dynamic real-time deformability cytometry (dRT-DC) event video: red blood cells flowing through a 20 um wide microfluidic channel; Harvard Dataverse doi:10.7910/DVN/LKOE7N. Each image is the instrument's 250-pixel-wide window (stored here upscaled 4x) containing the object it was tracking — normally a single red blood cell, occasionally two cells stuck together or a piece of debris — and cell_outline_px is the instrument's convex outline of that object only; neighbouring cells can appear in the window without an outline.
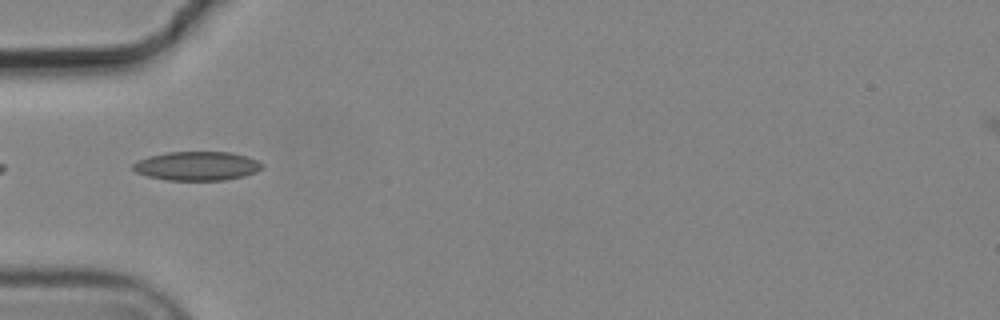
{"species": "common noctule bat (a hibernating species)", "species_latin": "Nyctalus noctula", "temperature_condition": "cold", "stored_images_in_passage": 9, "camera_frame_rate_fps": 3000, "um_per_image_px": 0.085, "animal": {"sex": "male", "body_mass_g": 19.2, "forearm_length_mm": 51.8}, "frame": {"image": 1, "passage_image": 5, "time_ms": 1.333, "image_size_px": [1000, 320], "cell_outline_px": [[264, 168], [256, 172], [244, 176], [224, 180], [168, 180], [148, 176], [136, 172], [132, 168], [132, 164], [148, 156], [168, 152], [232, 152], [248, 156], [264, 164]], "centroid_in_image_um": [16.78, 14.1], "position_along_channel_um": 68.2, "area_um2": 21.85}}
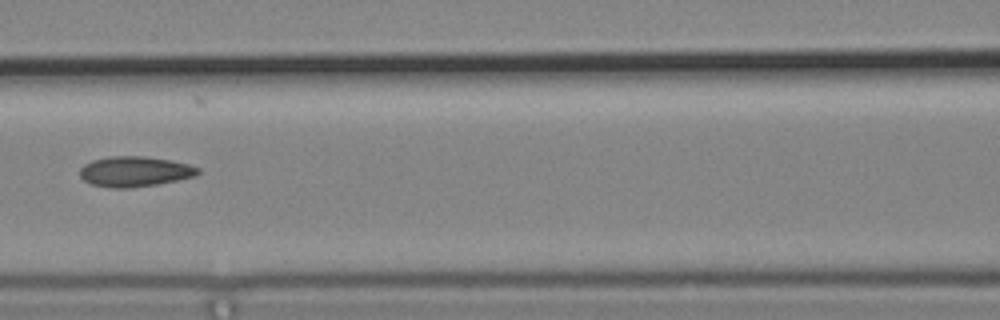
{"frame": {"image": 2, "passage_image": 7, "time_ms": 2.0, "image_size_px": [1000, 320], "cell_outline_px": [[200, 172], [196, 176], [156, 184], [128, 188], [112, 188], [92, 184], [84, 180], [80, 176], [80, 168], [84, 164], [92, 160], [108, 156], [144, 156], [172, 160], [188, 164], [200, 168]], "centroid_in_image_um": [11.45, 14.57], "position_along_channel_um": 155.1, "area_um2": 20.87}}
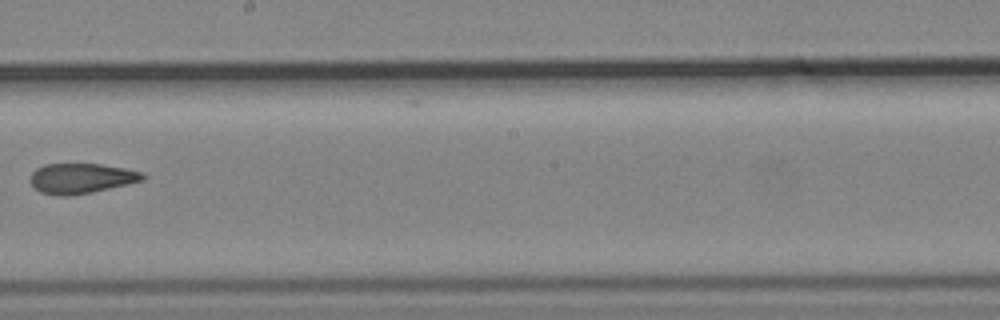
{"frame": {"image": 3, "passage_image": 9, "time_ms": 2.667, "image_size_px": [1000, 320], "cell_outline_px": [[144, 180], [128, 184], [92, 192], [68, 196], [60, 196], [40, 192], [32, 184], [32, 172], [36, 168], [44, 164], [100, 164], [124, 168], [140, 172], [144, 176]], "centroid_in_image_um": [6.9, 15.16], "position_along_channel_um": 241.3, "area_um2": 19.48}}